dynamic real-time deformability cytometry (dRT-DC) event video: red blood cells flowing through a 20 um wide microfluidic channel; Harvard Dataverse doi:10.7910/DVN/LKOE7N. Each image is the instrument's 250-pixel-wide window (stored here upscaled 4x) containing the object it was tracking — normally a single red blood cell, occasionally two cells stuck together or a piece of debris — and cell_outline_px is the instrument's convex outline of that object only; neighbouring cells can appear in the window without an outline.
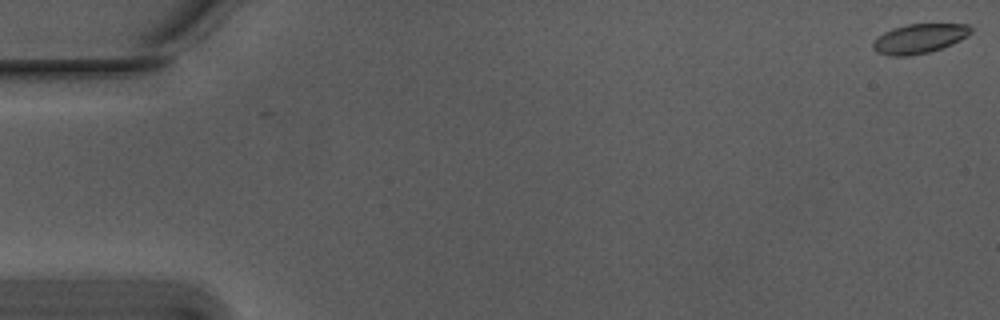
{"species": "Egyptian fruit bat (a non-hibernating species)", "species_latin": "Rousettus aegyptiacus", "temperature_condition": "warm", "stored_images_in_passage": 9, "camera_frame_rate_fps": 3000, "um_per_image_px": 0.085, "animal": {"sex": "male"}, "frame": {"image": 1, "passage_image": 1, "time_ms": 0.0, "image_size_px": [1000, 320], "cell_outline_px": [[972, 32], [968, 36], [952, 44], [928, 52], [908, 56], [888, 56], [876, 52], [872, 48], [872, 44], [884, 32], [892, 28], [908, 24], [968, 24], [972, 28]], "centroid_in_image_um": [78.14, 3.28], "position_along_channel_um": 6.9, "area_um2": 16.76}}